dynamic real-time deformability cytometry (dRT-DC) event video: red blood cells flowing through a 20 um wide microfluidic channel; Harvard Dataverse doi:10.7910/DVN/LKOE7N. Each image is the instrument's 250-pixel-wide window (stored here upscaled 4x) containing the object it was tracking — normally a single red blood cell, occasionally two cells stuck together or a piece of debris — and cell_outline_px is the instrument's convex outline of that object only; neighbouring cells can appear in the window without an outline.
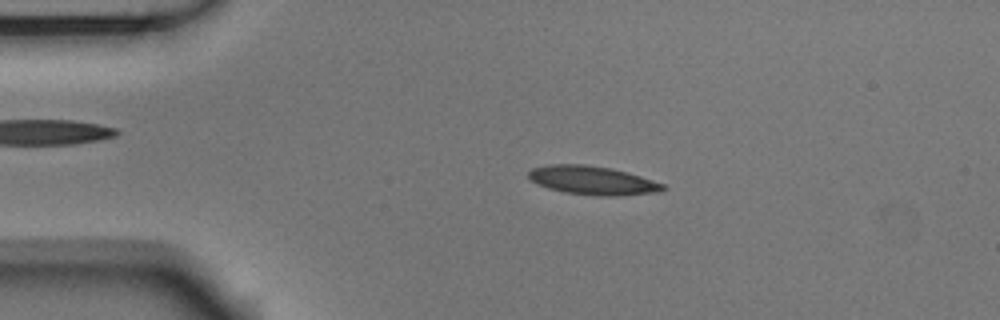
{"species": "Egyptian fruit bat (a non-hibernating species)", "species_latin": "Rousettus aegyptiacus", "temperature_condition": "room temperature", "stored_images_in_passage": 52, "camera_frame_rate_fps": 3000, "um_per_image_px": 0.085, "animal": {"sex": "male"}, "frame": {"image": 1, "passage_image": 10, "time_ms": 3.0, "image_size_px": [1000, 320], "cell_outline_px": [[668, 188], [656, 192], [616, 196], [596, 196], [564, 192], [548, 188], [532, 180], [528, 176], [528, 172], [532, 168], [548, 164], [584, 164], [612, 168], [628, 172], [664, 184]], "centroid_in_image_um": [50.37, 15.33], "position_along_channel_um": 34.6, "area_um2": 22.43}}
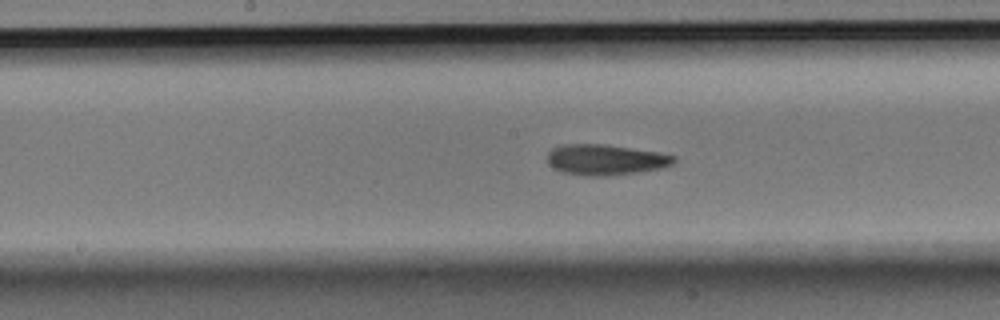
{"frame": {"image": 2, "passage_image": 26, "time_ms": 8.333, "image_size_px": [1000, 320], "cell_outline_px": [[676, 160], [672, 164], [664, 168], [608, 176], [584, 176], [560, 172], [552, 168], [548, 164], [548, 152], [552, 148], [564, 144], [600, 144], [656, 152], [676, 156]], "centroid_in_image_um": [51.42, 13.59], "position_along_channel_um": 196.8, "area_um2": 22.6}}
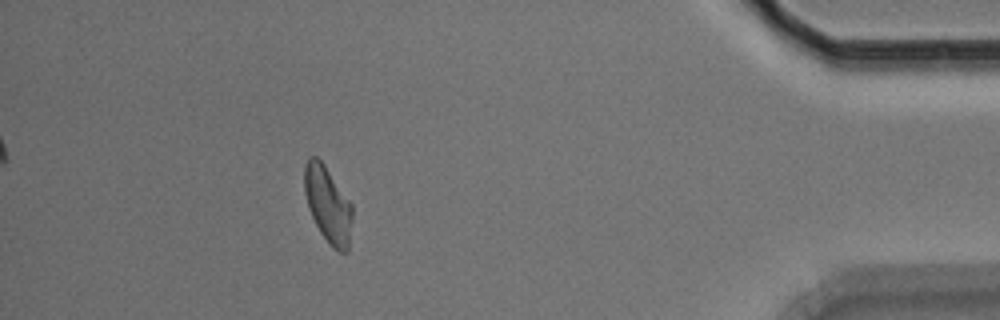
{"frame": {"image": 3, "passage_image": 47, "time_ms": 15.333, "image_size_px": [1000, 320], "cell_outline_px": [[352, 220], [348, 252], [340, 252], [332, 248], [320, 232], [308, 208], [304, 192], [304, 164], [308, 156], [316, 156], [324, 164], [352, 204]], "centroid_in_image_um": [27.86, 17.38], "position_along_channel_um": 407.3, "area_um2": 21.39}, "authors_computed_cell_mechanics": {"area_um2": 21.8484, "velocity_mm_per_s": 3.739, "shape_relaxation_time_tau1_ms": 3.4419, "shape_relaxation_time_tau2_ms": 2.5646, "deformation_change_tau1": 0.134, "deformation_change_tau2": 0.1039}}